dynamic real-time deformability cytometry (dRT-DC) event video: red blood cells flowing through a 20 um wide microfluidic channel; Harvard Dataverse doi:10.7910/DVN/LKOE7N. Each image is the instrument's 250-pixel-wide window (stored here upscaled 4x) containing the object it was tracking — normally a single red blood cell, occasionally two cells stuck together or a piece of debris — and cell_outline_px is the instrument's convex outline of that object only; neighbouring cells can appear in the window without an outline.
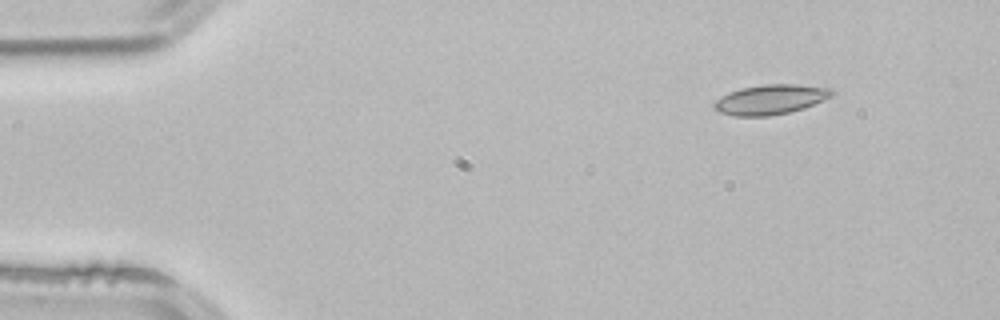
{"species": "common noctule bat (a hibernating species)", "species_latin": "Nyctalus noctula", "temperature_condition": "room temperature", "stored_images_in_passage": 3, "camera_frame_rate_fps": 3000, "um_per_image_px": 0.085, "animal": {"sex": "male", "body_mass_g": 21.5, "forearm_length_mm": 52.0}, "frame": {"image": 1, "passage_image": 1, "time_ms": 0.0, "image_size_px": [1000, 320], "cell_outline_px": [[836, 92], [832, 96], [804, 108], [788, 112], [768, 116], [736, 116], [720, 112], [712, 108], [712, 104], [716, 100], [728, 92], [740, 88], [764, 84], [796, 84], [832, 88]], "centroid_in_image_um": [65.49, 8.45], "position_along_channel_um": 19.5, "area_um2": 20.52}}
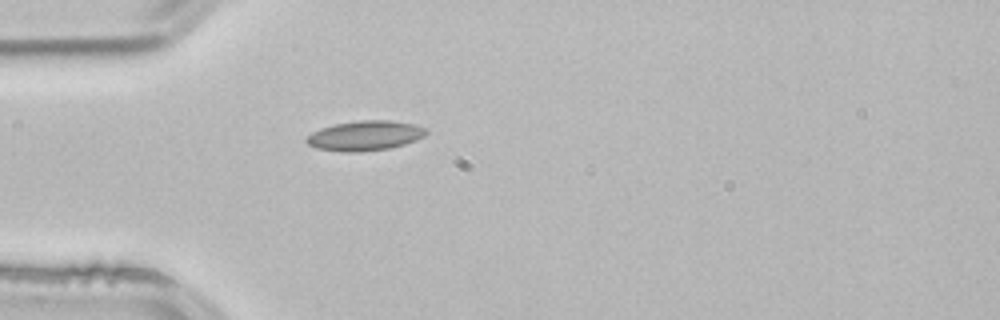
{"frame": {"image": 2, "passage_image": 3, "time_ms": 0.667, "image_size_px": [1000, 320], "cell_outline_px": [[428, 132], [424, 136], [416, 140], [404, 144], [388, 148], [360, 152], [344, 152], [316, 148], [308, 144], [304, 140], [312, 132], [320, 128], [336, 124], [360, 120], [388, 120], [412, 124], [424, 128]], "centroid_in_image_um": [31.0, 11.53], "position_along_channel_um": 54.0, "area_um2": 20.63}}